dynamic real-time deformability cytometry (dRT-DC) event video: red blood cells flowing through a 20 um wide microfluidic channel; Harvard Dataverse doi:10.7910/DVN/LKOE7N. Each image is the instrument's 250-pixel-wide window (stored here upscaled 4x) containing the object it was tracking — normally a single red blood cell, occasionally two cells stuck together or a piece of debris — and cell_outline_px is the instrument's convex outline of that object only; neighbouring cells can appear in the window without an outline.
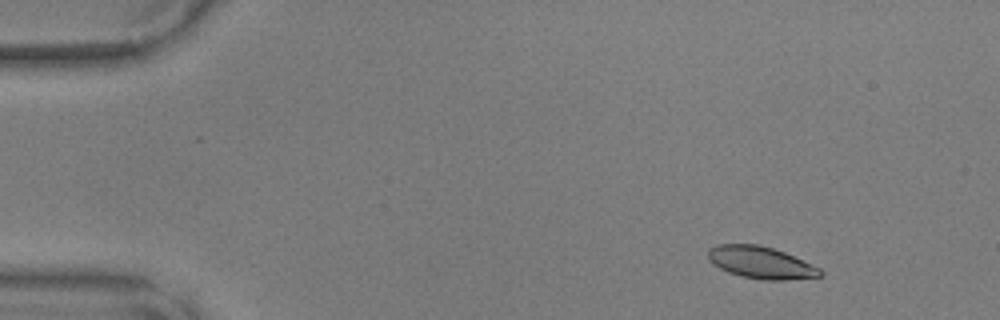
{"species": "common noctule bat (a hibernating species)", "species_latin": "Nyctalus noctula", "temperature_condition": "warm", "stored_images_in_passage": 45, "camera_frame_rate_fps": 3000, "um_per_image_px": 0.085, "animal": {"sex": "male", "body_mass_g": 17.9, "forearm_length_mm": 54.2}, "frame": {"image": 1, "passage_image": 2, "time_ms": 0.333, "image_size_px": [1000, 320], "cell_outline_px": [[824, 276], [784, 280], [764, 280], [744, 276], [728, 272], [712, 264], [708, 260], [708, 248], [720, 244], [756, 244], [772, 248], [784, 252], [820, 268], [824, 272]], "centroid_in_image_um": [64.67, 22.32], "position_along_channel_um": 20.3, "area_um2": 20.87}}
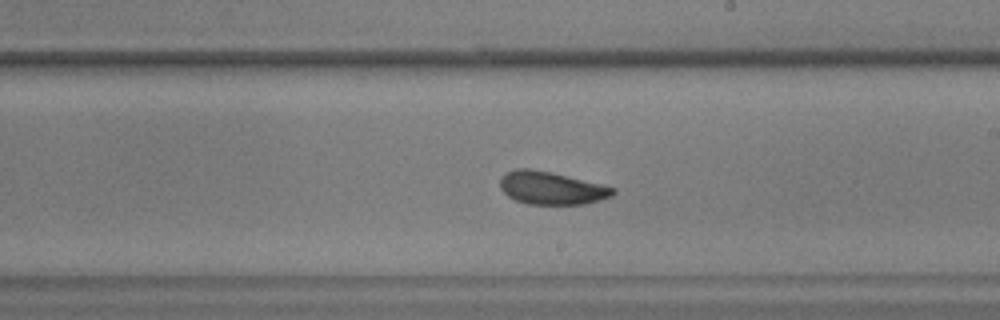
{"frame": {"image": 2, "passage_image": 25, "time_ms": 8.0, "image_size_px": [1000, 320], "cell_outline_px": [[616, 192], [612, 196], [600, 200], [584, 204], [528, 204], [516, 200], [508, 196], [500, 188], [500, 176], [504, 172], [516, 168], [528, 168], [552, 172], [616, 188]], "centroid_in_image_um": [46.84, 15.97], "position_along_channel_um": 242.2, "area_um2": 21.68}}
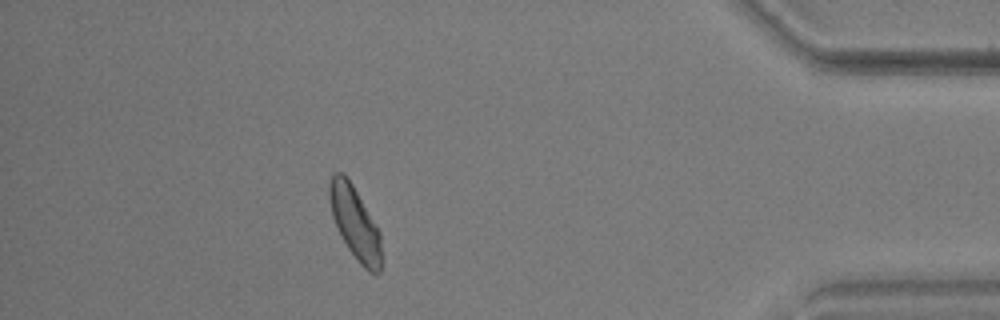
{"frame": {"image": 3, "passage_image": 40, "time_ms": 13.0, "image_size_px": [1000, 320], "cell_outline_px": [[380, 272], [376, 276], [368, 272], [360, 264], [348, 248], [332, 216], [328, 196], [328, 184], [332, 172], [344, 172], [352, 184], [376, 224], [380, 232]], "centroid_in_image_um": [30.15, 18.91], "position_along_channel_um": 405.0, "area_um2": 21.91}}